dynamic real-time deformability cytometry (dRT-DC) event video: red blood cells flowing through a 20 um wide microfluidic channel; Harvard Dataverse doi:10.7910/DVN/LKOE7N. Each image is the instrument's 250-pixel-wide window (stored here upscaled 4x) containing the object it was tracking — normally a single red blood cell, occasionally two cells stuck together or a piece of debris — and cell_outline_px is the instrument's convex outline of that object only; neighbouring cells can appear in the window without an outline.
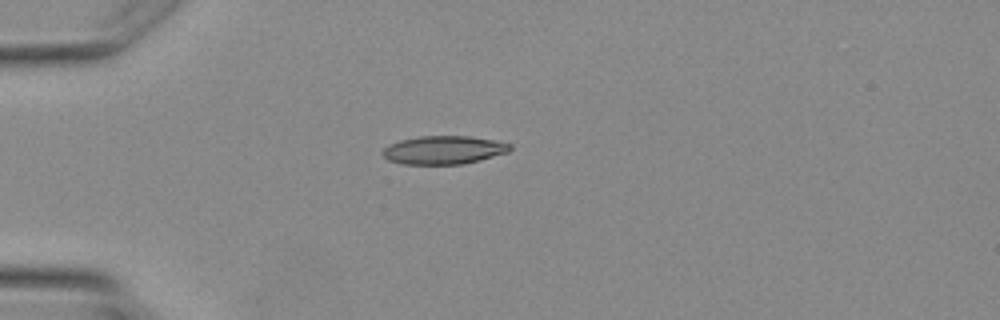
{"species": "Egyptian fruit bat (a non-hibernating species)", "species_latin": "Rousettus aegyptiacus", "temperature_condition": "warm", "stored_images_in_passage": 2, "camera_frame_rate_fps": 3000, "um_per_image_px": 0.085, "animal": {"sex": "female"}, "frame": {"image": 1, "passage_image": 2, "time_ms": 2.0, "image_size_px": [1000, 320], "cell_outline_px": [[512, 148], [508, 152], [480, 160], [464, 164], [404, 164], [388, 160], [380, 152], [388, 144], [400, 140], [420, 136], [468, 136], [492, 140], [512, 144]], "centroid_in_image_um": [37.69, 12.75], "position_along_channel_um": 47.3, "area_um2": 21.04}}